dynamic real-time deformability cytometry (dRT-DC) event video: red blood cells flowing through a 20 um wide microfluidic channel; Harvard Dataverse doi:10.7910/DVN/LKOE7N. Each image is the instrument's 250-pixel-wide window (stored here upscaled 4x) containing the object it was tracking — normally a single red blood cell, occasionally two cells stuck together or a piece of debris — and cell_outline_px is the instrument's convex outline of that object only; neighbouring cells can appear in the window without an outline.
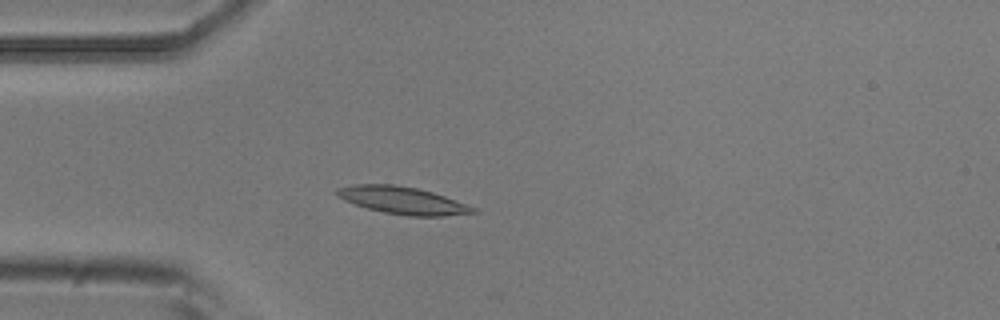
{"species": "common noctule bat (a hibernating species)", "species_latin": "Nyctalus noctula", "temperature_condition": "room temperature", "stored_images_in_passage": 4, "camera_frame_rate_fps": 3000, "um_per_image_px": 0.085, "animal": {"sex": "male", "body_mass_g": 20.5, "forearm_length_mm": 52.5}, "frame": {"image": 1, "passage_image": 4, "time_ms": 1.0, "image_size_px": [1000, 320], "cell_outline_px": [[476, 212], [444, 216], [408, 216], [384, 212], [368, 208], [344, 200], [336, 192], [336, 188], [356, 184], [392, 184], [416, 188], [432, 192], [444, 196], [476, 208]], "centroid_in_image_um": [34.22, 17.03], "position_along_channel_um": 50.8, "area_um2": 21.27}}